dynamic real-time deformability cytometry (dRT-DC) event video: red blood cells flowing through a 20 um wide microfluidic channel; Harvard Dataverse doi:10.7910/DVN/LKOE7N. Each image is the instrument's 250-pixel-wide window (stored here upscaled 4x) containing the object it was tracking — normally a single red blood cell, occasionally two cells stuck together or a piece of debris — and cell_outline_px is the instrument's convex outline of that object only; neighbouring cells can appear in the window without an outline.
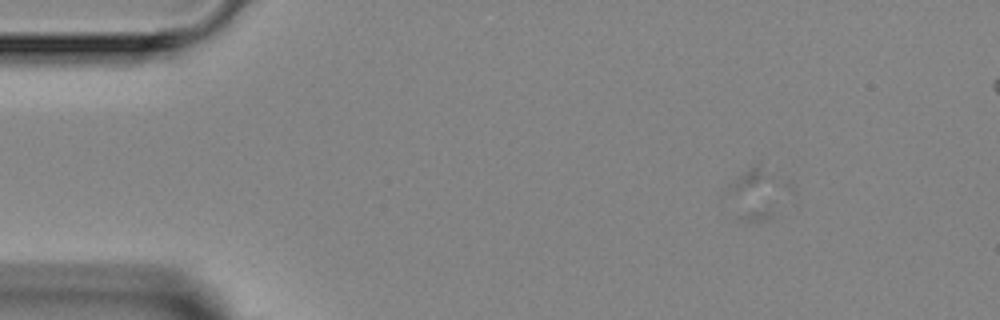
{"species": "Egyptian fruit bat (a non-hibernating species)", "species_latin": "Rousettus aegyptiacus", "temperature_condition": "room temperature", "stored_images_in_passage": 10, "camera_frame_rate_fps": 3000, "um_per_image_px": 0.085, "animal": {"sex": "female"}, "frame": {"image": 1, "passage_image": 2, "time_ms": 1.0, "image_size_px": [1000, 320], "cell_outline_px": [[796, 204], [760, 220], [744, 220], [740, 216], [728, 188], [728, 184], [740, 172], [756, 160], [760, 160], [788, 180], [792, 184], [796, 192]], "centroid_in_image_um": [64.69, 16.32], "position_along_channel_um": 20.3, "area_um2": 20.06}}
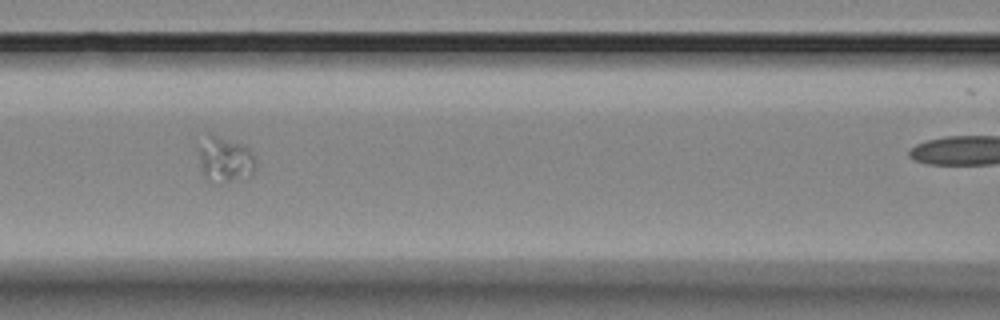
{"frame": {"image": 2, "passage_image": 8, "time_ms": 8.0, "image_size_px": [1000, 320], "cell_outline_px": [[256, 172], [252, 176], [228, 180], [224, 180], [204, 176], [196, 148], [208, 132], [212, 132], [244, 144], [256, 156]], "centroid_in_image_um": [19.16, 13.44], "position_along_channel_um": 147.4, "area_um2": 15.32}}
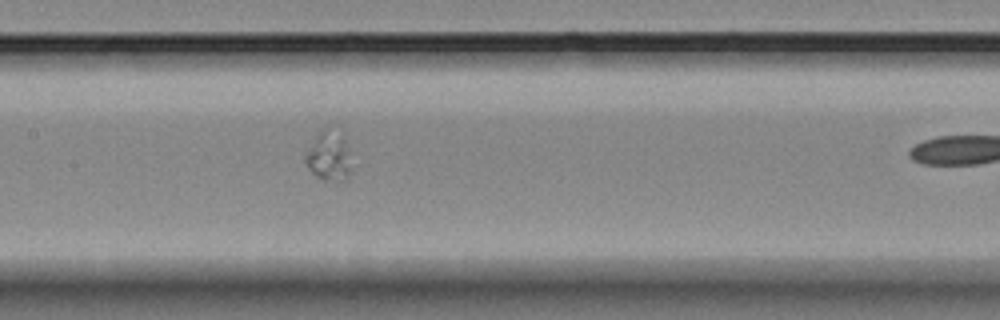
{"frame": {"image": 3, "passage_image": 9, "time_ms": 9.0, "image_size_px": [1000, 320], "cell_outline_px": [[352, 168], [348, 180], [324, 180], [316, 176], [308, 168], [304, 160], [304, 156], [316, 136], [324, 128], [344, 132], [348, 148]], "centroid_in_image_um": [28.0, 13.27], "position_along_channel_um": 179.4, "area_um2": 13.53}}